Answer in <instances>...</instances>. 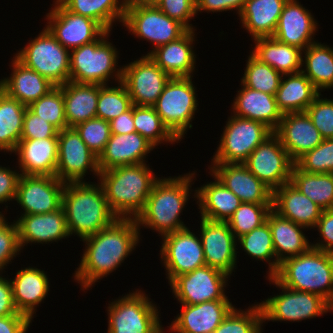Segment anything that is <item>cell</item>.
Segmentation results:
<instances>
[{"label":"cell","instance_id":"obj_1","mask_svg":"<svg viewBox=\"0 0 333 333\" xmlns=\"http://www.w3.org/2000/svg\"><path fill=\"white\" fill-rule=\"evenodd\" d=\"M140 229L134 218H117L110 226L82 240L85 249L73 275L81 290L114 272L140 242Z\"/></svg>","mask_w":333,"mask_h":333},{"label":"cell","instance_id":"obj_2","mask_svg":"<svg viewBox=\"0 0 333 333\" xmlns=\"http://www.w3.org/2000/svg\"><path fill=\"white\" fill-rule=\"evenodd\" d=\"M194 175L195 172L159 178L147 198L144 209L135 218L138 228H150L163 237L187 227L180 220V214L192 194L191 185L196 179Z\"/></svg>","mask_w":333,"mask_h":333},{"label":"cell","instance_id":"obj_3","mask_svg":"<svg viewBox=\"0 0 333 333\" xmlns=\"http://www.w3.org/2000/svg\"><path fill=\"white\" fill-rule=\"evenodd\" d=\"M108 206L118 218H136L159 179L146 163L100 171L98 177Z\"/></svg>","mask_w":333,"mask_h":333},{"label":"cell","instance_id":"obj_4","mask_svg":"<svg viewBox=\"0 0 333 333\" xmlns=\"http://www.w3.org/2000/svg\"><path fill=\"white\" fill-rule=\"evenodd\" d=\"M67 228L81 240L110 226L118 217L111 211L102 185L66 182L62 195Z\"/></svg>","mask_w":333,"mask_h":333},{"label":"cell","instance_id":"obj_5","mask_svg":"<svg viewBox=\"0 0 333 333\" xmlns=\"http://www.w3.org/2000/svg\"><path fill=\"white\" fill-rule=\"evenodd\" d=\"M272 277L284 287L317 294L333 307V253L311 247L283 260Z\"/></svg>","mask_w":333,"mask_h":333},{"label":"cell","instance_id":"obj_6","mask_svg":"<svg viewBox=\"0 0 333 333\" xmlns=\"http://www.w3.org/2000/svg\"><path fill=\"white\" fill-rule=\"evenodd\" d=\"M110 33L105 31L96 41L70 51L69 81L108 85L111 78L116 83L122 82L123 69L116 68L119 51L107 40Z\"/></svg>","mask_w":333,"mask_h":333},{"label":"cell","instance_id":"obj_7","mask_svg":"<svg viewBox=\"0 0 333 333\" xmlns=\"http://www.w3.org/2000/svg\"><path fill=\"white\" fill-rule=\"evenodd\" d=\"M136 289L110 302L107 333H164L156 304Z\"/></svg>","mask_w":333,"mask_h":333},{"label":"cell","instance_id":"obj_8","mask_svg":"<svg viewBox=\"0 0 333 333\" xmlns=\"http://www.w3.org/2000/svg\"><path fill=\"white\" fill-rule=\"evenodd\" d=\"M193 77H172L153 105L168 130L181 141L197 111L198 100ZM182 138V139H181Z\"/></svg>","mask_w":333,"mask_h":333},{"label":"cell","instance_id":"obj_9","mask_svg":"<svg viewBox=\"0 0 333 333\" xmlns=\"http://www.w3.org/2000/svg\"><path fill=\"white\" fill-rule=\"evenodd\" d=\"M14 56L55 86L69 82L70 51L63 47L46 27Z\"/></svg>","mask_w":333,"mask_h":333},{"label":"cell","instance_id":"obj_10","mask_svg":"<svg viewBox=\"0 0 333 333\" xmlns=\"http://www.w3.org/2000/svg\"><path fill=\"white\" fill-rule=\"evenodd\" d=\"M268 278L270 284L282 290L280 295L268 297L260 302L263 322L265 321H293L301 322L310 318H316L329 311L333 307L321 296L298 290H292L279 284L273 277Z\"/></svg>","mask_w":333,"mask_h":333},{"label":"cell","instance_id":"obj_11","mask_svg":"<svg viewBox=\"0 0 333 333\" xmlns=\"http://www.w3.org/2000/svg\"><path fill=\"white\" fill-rule=\"evenodd\" d=\"M231 115L211 163H244L251 152L273 133L260 121Z\"/></svg>","mask_w":333,"mask_h":333},{"label":"cell","instance_id":"obj_12","mask_svg":"<svg viewBox=\"0 0 333 333\" xmlns=\"http://www.w3.org/2000/svg\"><path fill=\"white\" fill-rule=\"evenodd\" d=\"M122 25L134 36L151 42L153 49L180 38L188 30L156 5L126 6Z\"/></svg>","mask_w":333,"mask_h":333},{"label":"cell","instance_id":"obj_13","mask_svg":"<svg viewBox=\"0 0 333 333\" xmlns=\"http://www.w3.org/2000/svg\"><path fill=\"white\" fill-rule=\"evenodd\" d=\"M249 171L272 191L289 183L294 162L273 132L258 145L243 163Z\"/></svg>","mask_w":333,"mask_h":333},{"label":"cell","instance_id":"obj_14","mask_svg":"<svg viewBox=\"0 0 333 333\" xmlns=\"http://www.w3.org/2000/svg\"><path fill=\"white\" fill-rule=\"evenodd\" d=\"M161 239L160 258L167 270L165 275L169 284L177 276L206 265L201 239L190 228L177 230Z\"/></svg>","mask_w":333,"mask_h":333},{"label":"cell","instance_id":"obj_15","mask_svg":"<svg viewBox=\"0 0 333 333\" xmlns=\"http://www.w3.org/2000/svg\"><path fill=\"white\" fill-rule=\"evenodd\" d=\"M230 275L208 265L177 276L169 285L181 304L195 305L213 300H230L225 287Z\"/></svg>","mask_w":333,"mask_h":333},{"label":"cell","instance_id":"obj_16","mask_svg":"<svg viewBox=\"0 0 333 333\" xmlns=\"http://www.w3.org/2000/svg\"><path fill=\"white\" fill-rule=\"evenodd\" d=\"M88 170L99 177L98 157L88 148L74 127L58 133L56 177L63 182H84Z\"/></svg>","mask_w":333,"mask_h":333},{"label":"cell","instance_id":"obj_17","mask_svg":"<svg viewBox=\"0 0 333 333\" xmlns=\"http://www.w3.org/2000/svg\"><path fill=\"white\" fill-rule=\"evenodd\" d=\"M53 2L45 27L69 51L96 41L106 31L95 20L70 12L58 0Z\"/></svg>","mask_w":333,"mask_h":333},{"label":"cell","instance_id":"obj_18","mask_svg":"<svg viewBox=\"0 0 333 333\" xmlns=\"http://www.w3.org/2000/svg\"><path fill=\"white\" fill-rule=\"evenodd\" d=\"M122 69V83L132 104L138 106H153L171 78L148 55L122 66Z\"/></svg>","mask_w":333,"mask_h":333},{"label":"cell","instance_id":"obj_19","mask_svg":"<svg viewBox=\"0 0 333 333\" xmlns=\"http://www.w3.org/2000/svg\"><path fill=\"white\" fill-rule=\"evenodd\" d=\"M64 188L65 182L56 176L20 175L15 201L22 215L51 213L62 207Z\"/></svg>","mask_w":333,"mask_h":333},{"label":"cell","instance_id":"obj_20","mask_svg":"<svg viewBox=\"0 0 333 333\" xmlns=\"http://www.w3.org/2000/svg\"><path fill=\"white\" fill-rule=\"evenodd\" d=\"M199 237L206 265L232 275L237 265V239L227 222L200 220Z\"/></svg>","mask_w":333,"mask_h":333},{"label":"cell","instance_id":"obj_21","mask_svg":"<svg viewBox=\"0 0 333 333\" xmlns=\"http://www.w3.org/2000/svg\"><path fill=\"white\" fill-rule=\"evenodd\" d=\"M210 175L231 190L242 203L272 204L273 191L243 163H211Z\"/></svg>","mask_w":333,"mask_h":333},{"label":"cell","instance_id":"obj_22","mask_svg":"<svg viewBox=\"0 0 333 333\" xmlns=\"http://www.w3.org/2000/svg\"><path fill=\"white\" fill-rule=\"evenodd\" d=\"M274 133L294 163L323 141L306 111L283 114Z\"/></svg>","mask_w":333,"mask_h":333},{"label":"cell","instance_id":"obj_23","mask_svg":"<svg viewBox=\"0 0 333 333\" xmlns=\"http://www.w3.org/2000/svg\"><path fill=\"white\" fill-rule=\"evenodd\" d=\"M314 15L297 0H288L279 17L273 37L282 43L305 50L315 43L318 23Z\"/></svg>","mask_w":333,"mask_h":333},{"label":"cell","instance_id":"obj_24","mask_svg":"<svg viewBox=\"0 0 333 333\" xmlns=\"http://www.w3.org/2000/svg\"><path fill=\"white\" fill-rule=\"evenodd\" d=\"M181 312L169 330L177 333H213L234 308L230 300H213L195 305L181 304Z\"/></svg>","mask_w":333,"mask_h":333},{"label":"cell","instance_id":"obj_25","mask_svg":"<svg viewBox=\"0 0 333 333\" xmlns=\"http://www.w3.org/2000/svg\"><path fill=\"white\" fill-rule=\"evenodd\" d=\"M15 222L22 250L28 243L47 244L70 236L63 207L51 213L21 215Z\"/></svg>","mask_w":333,"mask_h":333},{"label":"cell","instance_id":"obj_26","mask_svg":"<svg viewBox=\"0 0 333 333\" xmlns=\"http://www.w3.org/2000/svg\"><path fill=\"white\" fill-rule=\"evenodd\" d=\"M155 147L137 132L111 134L98 157V168L105 171L118 166L146 163L147 154Z\"/></svg>","mask_w":333,"mask_h":333},{"label":"cell","instance_id":"obj_27","mask_svg":"<svg viewBox=\"0 0 333 333\" xmlns=\"http://www.w3.org/2000/svg\"><path fill=\"white\" fill-rule=\"evenodd\" d=\"M195 30H187L180 38L150 50L148 55L172 77H193L196 55L193 51Z\"/></svg>","mask_w":333,"mask_h":333},{"label":"cell","instance_id":"obj_28","mask_svg":"<svg viewBox=\"0 0 333 333\" xmlns=\"http://www.w3.org/2000/svg\"><path fill=\"white\" fill-rule=\"evenodd\" d=\"M13 153L21 175H56L58 138L20 139Z\"/></svg>","mask_w":333,"mask_h":333},{"label":"cell","instance_id":"obj_29","mask_svg":"<svg viewBox=\"0 0 333 333\" xmlns=\"http://www.w3.org/2000/svg\"><path fill=\"white\" fill-rule=\"evenodd\" d=\"M272 210L306 229H314L323 212L290 182L273 191Z\"/></svg>","mask_w":333,"mask_h":333},{"label":"cell","instance_id":"obj_30","mask_svg":"<svg viewBox=\"0 0 333 333\" xmlns=\"http://www.w3.org/2000/svg\"><path fill=\"white\" fill-rule=\"evenodd\" d=\"M13 301L20 314L31 321L35 317L36 307L46 298L50 284L44 270L28 266L18 270L11 280Z\"/></svg>","mask_w":333,"mask_h":333},{"label":"cell","instance_id":"obj_31","mask_svg":"<svg viewBox=\"0 0 333 333\" xmlns=\"http://www.w3.org/2000/svg\"><path fill=\"white\" fill-rule=\"evenodd\" d=\"M13 58L12 73L9 77L0 79V89L28 107L46 95L55 85L38 72L26 67L15 56Z\"/></svg>","mask_w":333,"mask_h":333},{"label":"cell","instance_id":"obj_32","mask_svg":"<svg viewBox=\"0 0 333 333\" xmlns=\"http://www.w3.org/2000/svg\"><path fill=\"white\" fill-rule=\"evenodd\" d=\"M240 85L242 89L237 91L232 104L233 115L260 121L274 132L283 115L277 107L275 95Z\"/></svg>","mask_w":333,"mask_h":333},{"label":"cell","instance_id":"obj_33","mask_svg":"<svg viewBox=\"0 0 333 333\" xmlns=\"http://www.w3.org/2000/svg\"><path fill=\"white\" fill-rule=\"evenodd\" d=\"M212 178L215 181L207 182L194 191V198L198 200L200 218L227 222L242 201L216 177Z\"/></svg>","mask_w":333,"mask_h":333},{"label":"cell","instance_id":"obj_34","mask_svg":"<svg viewBox=\"0 0 333 333\" xmlns=\"http://www.w3.org/2000/svg\"><path fill=\"white\" fill-rule=\"evenodd\" d=\"M266 221L272 232L275 256L279 263L303 254L312 247L308 237L302 232L305 227L281 217L273 210L268 213Z\"/></svg>","mask_w":333,"mask_h":333},{"label":"cell","instance_id":"obj_35","mask_svg":"<svg viewBox=\"0 0 333 333\" xmlns=\"http://www.w3.org/2000/svg\"><path fill=\"white\" fill-rule=\"evenodd\" d=\"M288 0H246L239 14L241 26L252 39L273 37L282 9Z\"/></svg>","mask_w":333,"mask_h":333},{"label":"cell","instance_id":"obj_36","mask_svg":"<svg viewBox=\"0 0 333 333\" xmlns=\"http://www.w3.org/2000/svg\"><path fill=\"white\" fill-rule=\"evenodd\" d=\"M254 43L250 53L282 75L302 71L303 50L298 47L282 43L274 37L257 38Z\"/></svg>","mask_w":333,"mask_h":333},{"label":"cell","instance_id":"obj_37","mask_svg":"<svg viewBox=\"0 0 333 333\" xmlns=\"http://www.w3.org/2000/svg\"><path fill=\"white\" fill-rule=\"evenodd\" d=\"M63 96L68 127L97 117L99 84L69 81L63 85Z\"/></svg>","mask_w":333,"mask_h":333},{"label":"cell","instance_id":"obj_38","mask_svg":"<svg viewBox=\"0 0 333 333\" xmlns=\"http://www.w3.org/2000/svg\"><path fill=\"white\" fill-rule=\"evenodd\" d=\"M320 93L302 72H298L282 75L275 99L282 114L305 112Z\"/></svg>","mask_w":333,"mask_h":333},{"label":"cell","instance_id":"obj_39","mask_svg":"<svg viewBox=\"0 0 333 333\" xmlns=\"http://www.w3.org/2000/svg\"><path fill=\"white\" fill-rule=\"evenodd\" d=\"M70 12L98 22L111 31L115 22L123 23L126 6L124 0H58Z\"/></svg>","mask_w":333,"mask_h":333},{"label":"cell","instance_id":"obj_40","mask_svg":"<svg viewBox=\"0 0 333 333\" xmlns=\"http://www.w3.org/2000/svg\"><path fill=\"white\" fill-rule=\"evenodd\" d=\"M303 54L301 72L319 91L333 89V47L315 42Z\"/></svg>","mask_w":333,"mask_h":333},{"label":"cell","instance_id":"obj_41","mask_svg":"<svg viewBox=\"0 0 333 333\" xmlns=\"http://www.w3.org/2000/svg\"><path fill=\"white\" fill-rule=\"evenodd\" d=\"M27 106L0 89V151L13 153L21 139Z\"/></svg>","mask_w":333,"mask_h":333},{"label":"cell","instance_id":"obj_42","mask_svg":"<svg viewBox=\"0 0 333 333\" xmlns=\"http://www.w3.org/2000/svg\"><path fill=\"white\" fill-rule=\"evenodd\" d=\"M290 183L323 210L333 208V173H307L294 164Z\"/></svg>","mask_w":333,"mask_h":333},{"label":"cell","instance_id":"obj_43","mask_svg":"<svg viewBox=\"0 0 333 333\" xmlns=\"http://www.w3.org/2000/svg\"><path fill=\"white\" fill-rule=\"evenodd\" d=\"M244 252L257 261H265L269 264L267 277H272L278 270L280 263L277 261L274 251L272 232L268 222L254 228L251 232L239 237Z\"/></svg>","mask_w":333,"mask_h":333},{"label":"cell","instance_id":"obj_44","mask_svg":"<svg viewBox=\"0 0 333 333\" xmlns=\"http://www.w3.org/2000/svg\"><path fill=\"white\" fill-rule=\"evenodd\" d=\"M133 121L136 132L154 147L164 142L171 144L179 142L164 125L153 106L133 105Z\"/></svg>","mask_w":333,"mask_h":333},{"label":"cell","instance_id":"obj_45","mask_svg":"<svg viewBox=\"0 0 333 333\" xmlns=\"http://www.w3.org/2000/svg\"><path fill=\"white\" fill-rule=\"evenodd\" d=\"M281 78L280 72L268 64L260 62L250 53L241 83L252 90L275 95Z\"/></svg>","mask_w":333,"mask_h":333},{"label":"cell","instance_id":"obj_46","mask_svg":"<svg viewBox=\"0 0 333 333\" xmlns=\"http://www.w3.org/2000/svg\"><path fill=\"white\" fill-rule=\"evenodd\" d=\"M117 85L110 87L99 84L96 110L98 118L110 122L133 106L126 86L122 82Z\"/></svg>","mask_w":333,"mask_h":333},{"label":"cell","instance_id":"obj_47","mask_svg":"<svg viewBox=\"0 0 333 333\" xmlns=\"http://www.w3.org/2000/svg\"><path fill=\"white\" fill-rule=\"evenodd\" d=\"M263 323L259 303L252 304L246 311L234 307L213 333H262Z\"/></svg>","mask_w":333,"mask_h":333},{"label":"cell","instance_id":"obj_48","mask_svg":"<svg viewBox=\"0 0 333 333\" xmlns=\"http://www.w3.org/2000/svg\"><path fill=\"white\" fill-rule=\"evenodd\" d=\"M272 204L242 203L227 220L236 239L266 222Z\"/></svg>","mask_w":333,"mask_h":333},{"label":"cell","instance_id":"obj_49","mask_svg":"<svg viewBox=\"0 0 333 333\" xmlns=\"http://www.w3.org/2000/svg\"><path fill=\"white\" fill-rule=\"evenodd\" d=\"M28 108L59 131L68 128L64 111L63 85L55 86L39 100L32 102Z\"/></svg>","mask_w":333,"mask_h":333},{"label":"cell","instance_id":"obj_50","mask_svg":"<svg viewBox=\"0 0 333 333\" xmlns=\"http://www.w3.org/2000/svg\"><path fill=\"white\" fill-rule=\"evenodd\" d=\"M295 165L307 173H333V138L322 143L300 157Z\"/></svg>","mask_w":333,"mask_h":333},{"label":"cell","instance_id":"obj_51","mask_svg":"<svg viewBox=\"0 0 333 333\" xmlns=\"http://www.w3.org/2000/svg\"><path fill=\"white\" fill-rule=\"evenodd\" d=\"M74 128L88 148L99 157L111 137L110 123L95 117L77 124Z\"/></svg>","mask_w":333,"mask_h":333},{"label":"cell","instance_id":"obj_52","mask_svg":"<svg viewBox=\"0 0 333 333\" xmlns=\"http://www.w3.org/2000/svg\"><path fill=\"white\" fill-rule=\"evenodd\" d=\"M321 93L309 105L306 113L323 139L333 138V99L321 98Z\"/></svg>","mask_w":333,"mask_h":333},{"label":"cell","instance_id":"obj_53","mask_svg":"<svg viewBox=\"0 0 333 333\" xmlns=\"http://www.w3.org/2000/svg\"><path fill=\"white\" fill-rule=\"evenodd\" d=\"M6 219L4 217L0 221V273L3 272L10 262L12 263L11 260H14L13 258L22 250L19 244L18 227L15 220L11 224Z\"/></svg>","mask_w":333,"mask_h":333},{"label":"cell","instance_id":"obj_54","mask_svg":"<svg viewBox=\"0 0 333 333\" xmlns=\"http://www.w3.org/2000/svg\"><path fill=\"white\" fill-rule=\"evenodd\" d=\"M156 6L167 16L179 21L188 30H194L190 19L196 16L195 0H159Z\"/></svg>","mask_w":333,"mask_h":333},{"label":"cell","instance_id":"obj_55","mask_svg":"<svg viewBox=\"0 0 333 333\" xmlns=\"http://www.w3.org/2000/svg\"><path fill=\"white\" fill-rule=\"evenodd\" d=\"M59 130L34 114L28 107L24 114L21 139L58 138Z\"/></svg>","mask_w":333,"mask_h":333},{"label":"cell","instance_id":"obj_56","mask_svg":"<svg viewBox=\"0 0 333 333\" xmlns=\"http://www.w3.org/2000/svg\"><path fill=\"white\" fill-rule=\"evenodd\" d=\"M315 228L320 233L319 236L321 237L319 239H322L320 242L317 241L316 244L311 243L312 247L324 252L333 253V208L323 210Z\"/></svg>","mask_w":333,"mask_h":333},{"label":"cell","instance_id":"obj_57","mask_svg":"<svg viewBox=\"0 0 333 333\" xmlns=\"http://www.w3.org/2000/svg\"><path fill=\"white\" fill-rule=\"evenodd\" d=\"M17 171L0 166V204L15 200L17 184L21 175Z\"/></svg>","mask_w":333,"mask_h":333},{"label":"cell","instance_id":"obj_58","mask_svg":"<svg viewBox=\"0 0 333 333\" xmlns=\"http://www.w3.org/2000/svg\"><path fill=\"white\" fill-rule=\"evenodd\" d=\"M196 14L206 12H224L236 10L239 15L244 8L246 0H195ZM199 11V12H198Z\"/></svg>","mask_w":333,"mask_h":333},{"label":"cell","instance_id":"obj_59","mask_svg":"<svg viewBox=\"0 0 333 333\" xmlns=\"http://www.w3.org/2000/svg\"><path fill=\"white\" fill-rule=\"evenodd\" d=\"M8 279V280H7ZM20 314L13 301L12 286L9 278L0 273V316Z\"/></svg>","mask_w":333,"mask_h":333},{"label":"cell","instance_id":"obj_60","mask_svg":"<svg viewBox=\"0 0 333 333\" xmlns=\"http://www.w3.org/2000/svg\"><path fill=\"white\" fill-rule=\"evenodd\" d=\"M30 323L23 314L0 316V333H27Z\"/></svg>","mask_w":333,"mask_h":333},{"label":"cell","instance_id":"obj_61","mask_svg":"<svg viewBox=\"0 0 333 333\" xmlns=\"http://www.w3.org/2000/svg\"><path fill=\"white\" fill-rule=\"evenodd\" d=\"M111 134H128L136 132L133 121V106L110 122Z\"/></svg>","mask_w":333,"mask_h":333},{"label":"cell","instance_id":"obj_62","mask_svg":"<svg viewBox=\"0 0 333 333\" xmlns=\"http://www.w3.org/2000/svg\"><path fill=\"white\" fill-rule=\"evenodd\" d=\"M158 2L159 0H124L125 6H149Z\"/></svg>","mask_w":333,"mask_h":333},{"label":"cell","instance_id":"obj_63","mask_svg":"<svg viewBox=\"0 0 333 333\" xmlns=\"http://www.w3.org/2000/svg\"><path fill=\"white\" fill-rule=\"evenodd\" d=\"M3 214H4V213H1V212H0V221L5 217Z\"/></svg>","mask_w":333,"mask_h":333}]
</instances>
